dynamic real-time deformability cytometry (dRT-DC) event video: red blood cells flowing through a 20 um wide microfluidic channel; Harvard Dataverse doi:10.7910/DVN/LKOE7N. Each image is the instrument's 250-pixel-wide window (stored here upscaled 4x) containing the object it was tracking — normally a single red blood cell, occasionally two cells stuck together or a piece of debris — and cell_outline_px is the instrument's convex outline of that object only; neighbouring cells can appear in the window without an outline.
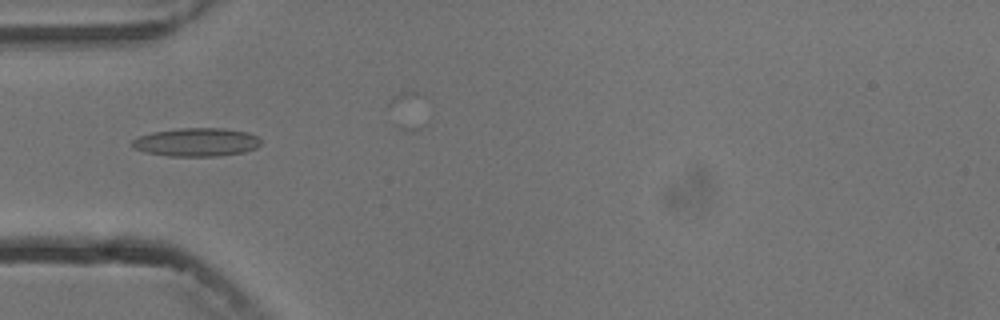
{"species": "common noctule bat (a hibernating species)", "species_latin": "Nyctalus noctula", "temperature_condition": "cold", "stored_images_in_passage": 8, "camera_frame_rate_fps": 3000, "um_per_image_px": 0.085, "animal": {"sex": "male", "body_mass_g": 13.3}, "frame": {"image": 1, "passage_image": 5, "time_ms": 4.667, "image_size_px": [1000, 320], "cell_outline_px": [[260, 144], [256, 148], [244, 152], [220, 156], [168, 156], [144, 152], [132, 148], [128, 144], [132, 140], [140, 136], [152, 132], [180, 128], [224, 128], [248, 132], [256, 136], [260, 140]], "centroid_in_image_um": [16.66, 12.09], "position_along_channel_um": 68.3, "area_um2": 21.5}}
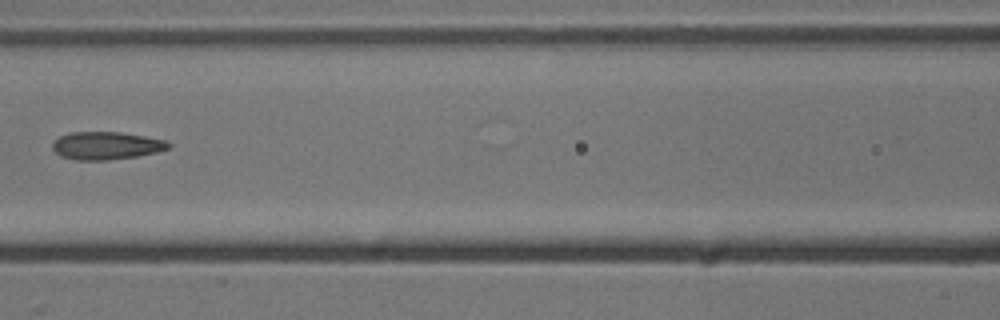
{"frame": {"image": 2, "passage_image": 7, "time_ms": 7.0, "image_size_px": [1000, 320], "cell_outline_px": [[172, 144], [168, 148], [156, 152], [136, 156], [108, 160], [76, 160], [60, 156], [52, 148], [52, 144], [60, 136], [72, 132], [120, 132], [144, 136], [164, 140]], "centroid_in_image_um": [9.02, 12.38], "position_along_channel_um": 157.6, "area_um2": 18.61}}
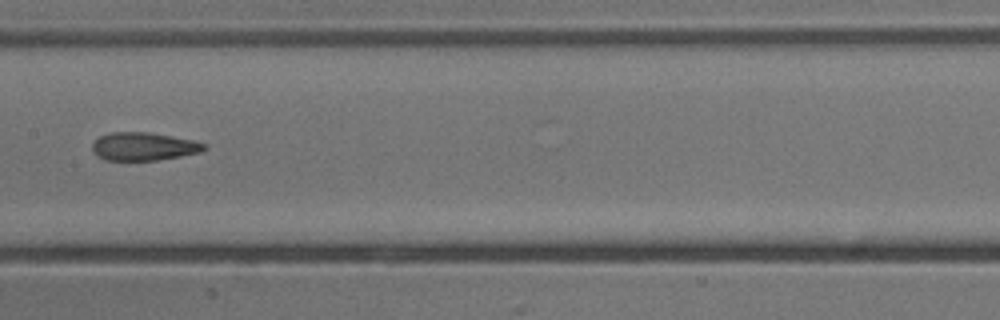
{"frame": {"image": 3, "passage_image": 8, "time_ms": 8.0, "image_size_px": [1000, 320], "cell_outline_px": [[208, 148], [200, 152], [180, 156], [156, 160], [104, 160], [92, 152], [92, 144], [100, 136], [108, 132], [148, 132], [192, 140], [208, 144]], "centroid_in_image_um": [12.2, 12.45], "position_along_channel_um": 195.2, "area_um2": 18.32}}